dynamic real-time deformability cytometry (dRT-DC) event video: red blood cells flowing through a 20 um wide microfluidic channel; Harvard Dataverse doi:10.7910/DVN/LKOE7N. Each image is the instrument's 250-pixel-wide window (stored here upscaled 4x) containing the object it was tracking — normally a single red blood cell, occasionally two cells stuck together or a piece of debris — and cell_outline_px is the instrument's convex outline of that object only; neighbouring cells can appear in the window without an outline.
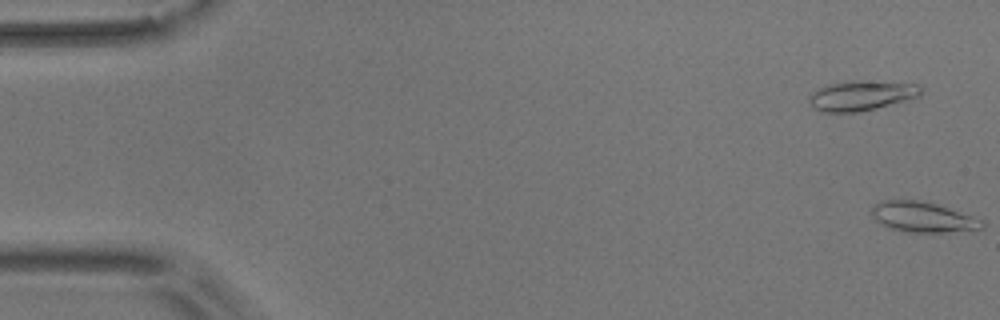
{"species": "common noctule bat (a hibernating species)", "species_latin": "Nyctalus noctula", "temperature_condition": "room temperature", "stored_images_in_passage": 3, "camera_frame_rate_fps": 3000, "um_per_image_px": 0.085, "animal": {"sex": "male", "body_mass_g": 17.9}, "frame": {"image": 1, "passage_image": 3, "time_ms": 0.667, "image_size_px": [1000, 320], "cell_outline_px": [[984, 228], [944, 232], [904, 232], [888, 228], [876, 220], [872, 216], [872, 208], [876, 204], [884, 200], [920, 200], [936, 204], [984, 220]], "centroid_in_image_um": [78.43, 18.46], "position_along_channel_um": 6.6, "area_um2": 19.31}}